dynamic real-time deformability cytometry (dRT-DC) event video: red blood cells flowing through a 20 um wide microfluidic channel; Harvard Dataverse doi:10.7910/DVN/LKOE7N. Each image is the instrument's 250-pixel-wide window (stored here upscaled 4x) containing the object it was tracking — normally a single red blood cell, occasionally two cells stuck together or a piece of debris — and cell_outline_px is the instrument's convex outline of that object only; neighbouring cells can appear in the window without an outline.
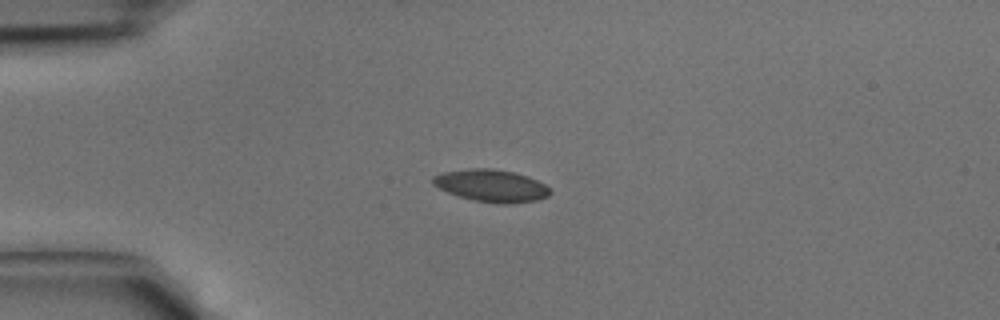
{"species": "common noctule bat (a hibernating species)", "species_latin": "Nyctalus noctula", "temperature_condition": "cold", "stored_images_in_passage": 43, "camera_frame_rate_fps": 3000, "um_per_image_px": 0.085, "animal": {"sex": "male", "body_mass_g": 15.6}, "frame": {"image": 1, "passage_image": 10, "time_ms": 3.0, "image_size_px": [1000, 320], "cell_outline_px": [[552, 192], [548, 196], [536, 200], [512, 204], [496, 204], [472, 200], [448, 192], [432, 184], [432, 176], [440, 172], [468, 168], [492, 168], [512, 172], [528, 176], [544, 184]], "centroid_in_image_um": [41.74, 15.78], "position_along_channel_um": 43.3, "area_um2": 22.2}}
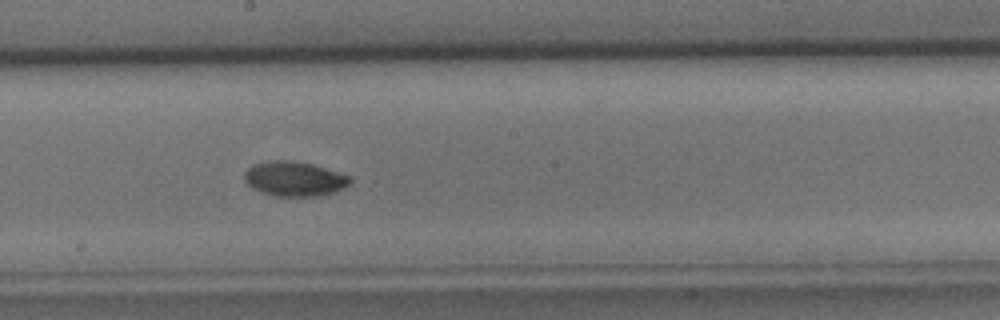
{"frame": {"image": 2, "passage_image": 23, "time_ms": 7.333, "image_size_px": [1000, 320], "cell_outline_px": [[352, 184], [344, 188], [332, 192], [316, 196], [276, 196], [260, 192], [252, 188], [244, 180], [244, 172], [252, 164], [268, 160], [292, 160], [312, 164], [352, 176]], "centroid_in_image_um": [25.02, 15.19], "position_along_channel_um": 223.2, "area_um2": 21.62}}
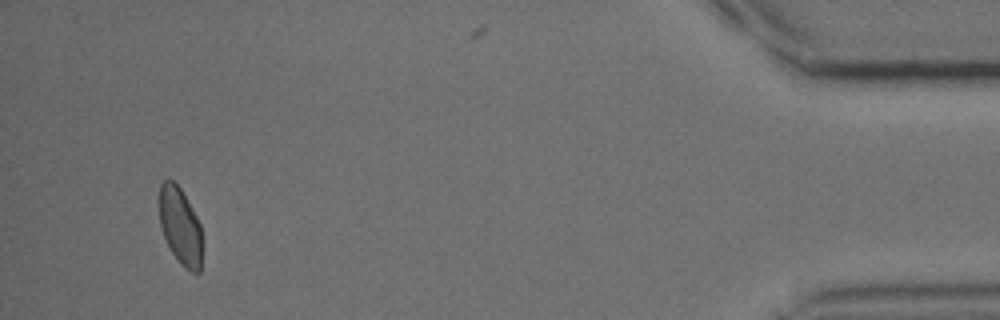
{"frame": {"image": 3, "passage_image": 40, "time_ms": 13.0, "image_size_px": [1000, 320], "cell_outline_px": [[200, 272], [192, 272], [184, 268], [180, 264], [172, 252], [164, 236], [160, 224], [160, 184], [164, 180], [172, 180], [180, 188], [196, 216], [200, 224]], "centroid_in_image_um": [15.3, 19.22], "position_along_channel_um": 419.9, "area_um2": 18.67}}